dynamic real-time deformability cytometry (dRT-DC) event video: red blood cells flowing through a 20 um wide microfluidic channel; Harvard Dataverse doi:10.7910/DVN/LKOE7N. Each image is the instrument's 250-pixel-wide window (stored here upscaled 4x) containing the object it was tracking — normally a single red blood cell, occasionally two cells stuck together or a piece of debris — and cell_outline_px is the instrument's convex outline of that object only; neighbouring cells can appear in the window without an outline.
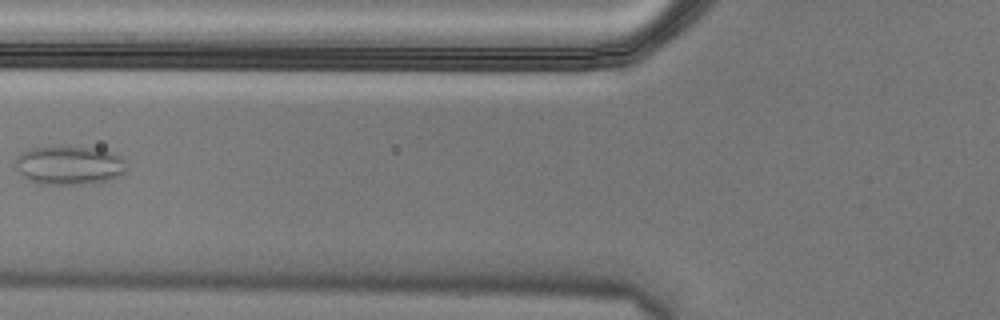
{"species": "Egyptian fruit bat (a non-hibernating species)", "species_latin": "Rousettus aegyptiacus", "temperature_condition": "cold", "stored_images_in_passage": 7, "camera_frame_rate_fps": 3000, "um_per_image_px": 0.085, "animal": {"sex": "male"}, "frame": {"image": 1, "passage_image": 6, "time_ms": 1.667, "image_size_px": [1000, 320], "cell_outline_px": [[128, 168], [124, 176], [108, 180], [80, 184], [40, 184], [24, 176], [16, 168], [16, 156], [20, 152], [32, 148], [68, 144], [96, 148], [112, 152], [124, 156]], "centroid_in_image_um": [5.97, 14.0], "position_along_channel_um": 119.8, "area_um2": 25.95}}